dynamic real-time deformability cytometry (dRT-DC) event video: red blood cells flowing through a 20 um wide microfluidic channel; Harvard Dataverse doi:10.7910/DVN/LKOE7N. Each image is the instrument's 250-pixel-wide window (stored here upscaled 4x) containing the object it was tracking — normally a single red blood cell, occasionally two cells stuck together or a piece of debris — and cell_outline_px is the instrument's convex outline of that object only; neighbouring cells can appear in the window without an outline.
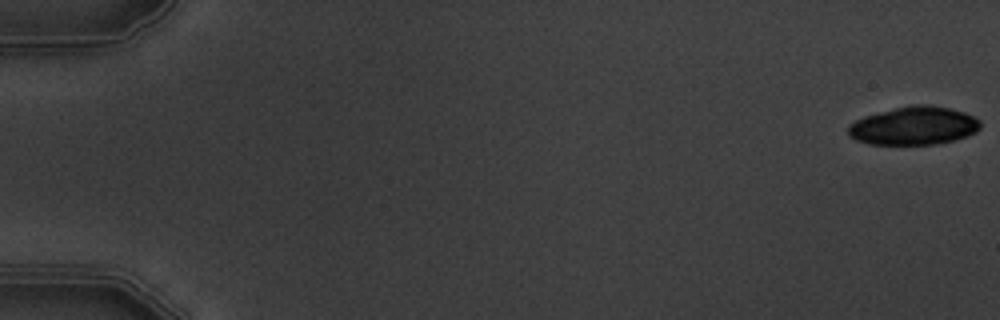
{"species": "common noctule bat (a hibernating species)", "species_latin": "Nyctalus noctula", "temperature_condition": "warm", "stored_images_in_passage": 7, "camera_frame_rate_fps": 3000, "um_per_image_px": 0.085, "animal": {"sex": "male", "body_mass_g": 19.5, "forearm_length_mm": 54.6}, "frame": {"image": 1, "passage_image": 1, "time_ms": 0.0, "image_size_px": [1000, 320], "cell_outline_px": [[980, 128], [976, 132], [968, 136], [936, 144], [868, 144], [856, 140], [848, 136], [848, 124], [864, 116], [912, 104], [928, 104], [948, 108], [964, 112], [980, 120]], "centroid_in_image_um": [77.66, 10.69], "position_along_channel_um": 7.3, "area_um2": 29.42}}